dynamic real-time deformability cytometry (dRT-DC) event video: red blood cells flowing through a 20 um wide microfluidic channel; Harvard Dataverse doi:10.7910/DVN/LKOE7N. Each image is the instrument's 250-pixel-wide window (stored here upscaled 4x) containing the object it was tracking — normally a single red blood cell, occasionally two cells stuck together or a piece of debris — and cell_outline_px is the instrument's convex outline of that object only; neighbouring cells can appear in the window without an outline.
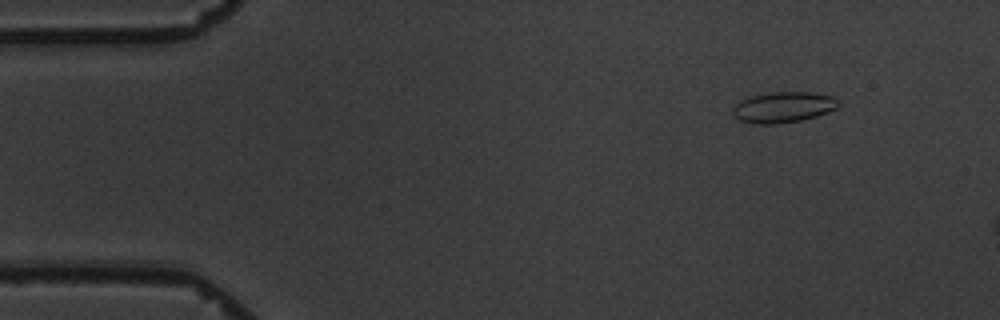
{"species": "common noctule bat (a hibernating species)", "species_latin": "Nyctalus noctula", "temperature_condition": "warm", "stored_images_in_passage": 3, "camera_frame_rate_fps": 3000, "um_per_image_px": 0.085, "animal": {"sex": "male", "body_mass_g": 19.5, "forearm_length_mm": 54.6}, "frame": {"image": 1, "passage_image": 1, "time_ms": 0.0, "image_size_px": [1000, 320], "cell_outline_px": [[840, 104], [836, 108], [828, 112], [816, 116], [800, 120], [776, 124], [760, 124], [740, 120], [732, 112], [732, 108], [740, 100], [752, 96], [768, 92], [812, 92], [832, 96]], "centroid_in_image_um": [66.58, 9.1], "position_along_channel_um": 18.4, "area_um2": 18.79}}